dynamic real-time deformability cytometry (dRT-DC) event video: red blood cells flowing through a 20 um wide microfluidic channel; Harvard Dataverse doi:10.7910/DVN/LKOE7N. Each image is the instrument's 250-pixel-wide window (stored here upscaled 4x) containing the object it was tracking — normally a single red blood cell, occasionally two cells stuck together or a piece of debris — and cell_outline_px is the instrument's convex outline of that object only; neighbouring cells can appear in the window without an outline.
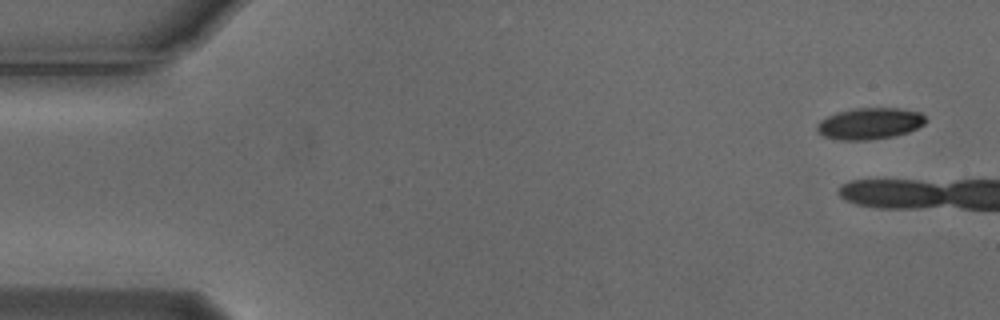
{"species": "Egyptian fruit bat (a non-hibernating species)", "species_latin": "Rousettus aegyptiacus", "temperature_condition": "cold", "stored_images_in_passage": 6, "camera_frame_rate_fps": 3000, "um_per_image_px": 0.085, "animal": {"sex": "male"}, "frame": {"image": 1, "passage_image": 1, "time_ms": 0.0, "image_size_px": [1000, 320], "cell_outline_px": [[928, 120], [924, 124], [908, 132], [892, 136], [868, 140], [836, 140], [824, 136], [816, 128], [820, 120], [836, 112], [856, 108], [900, 108], [920, 112]], "centroid_in_image_um": [73.93, 10.49], "position_along_channel_um": 11.1, "area_um2": 19.88}}
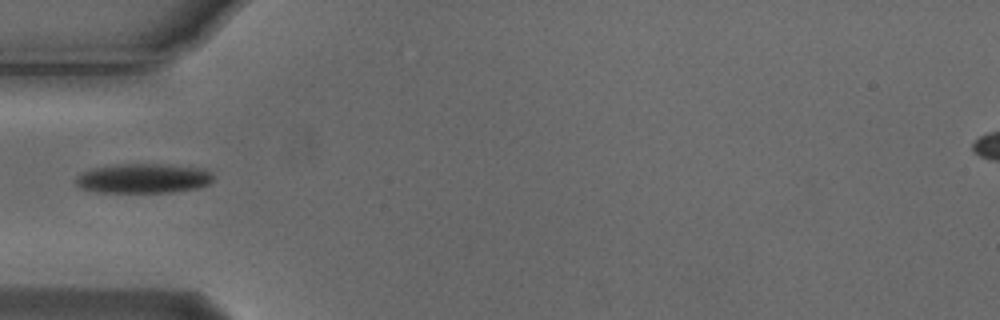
{"frame": {"image": 2, "passage_image": 6, "time_ms": 1.667, "image_size_px": [1000, 320], "cell_outline_px": [[212, 180], [208, 184], [196, 188], [172, 192], [96, 192], [80, 188], [76, 184], [76, 176], [84, 172], [96, 168], [120, 164], [160, 164], [204, 168], [212, 172]], "centroid_in_image_um": [12.2, 15.16], "position_along_channel_um": 72.8, "area_um2": 23.52}}